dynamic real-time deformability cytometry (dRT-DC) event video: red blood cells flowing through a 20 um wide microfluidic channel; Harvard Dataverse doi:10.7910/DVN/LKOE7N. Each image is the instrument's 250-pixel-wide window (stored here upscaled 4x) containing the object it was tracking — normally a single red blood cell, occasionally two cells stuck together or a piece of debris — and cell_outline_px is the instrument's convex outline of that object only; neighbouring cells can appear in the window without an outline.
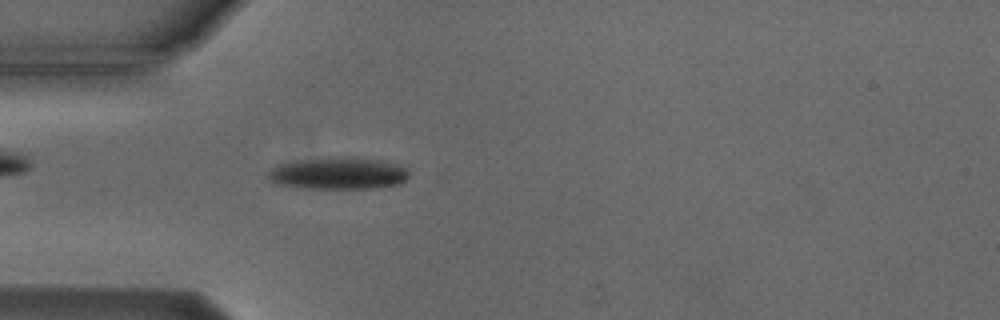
{"species": "Egyptian fruit bat (a non-hibernating species)", "species_latin": "Rousettus aegyptiacus", "temperature_condition": "cold", "stored_images_in_passage": 4, "camera_frame_rate_fps": 3000, "um_per_image_px": 0.085, "animal": {"sex": "male"}, "frame": {"image": 1, "passage_image": 4, "time_ms": 3.667, "image_size_px": [1000, 320], "cell_outline_px": [[408, 176], [400, 184], [368, 188], [300, 188], [276, 184], [268, 176], [268, 172], [272, 168], [280, 164], [300, 160], [332, 156], [384, 160], [396, 164], [404, 168], [408, 172]], "centroid_in_image_um": [28.73, 14.73], "position_along_channel_um": 56.3, "area_um2": 26.07}}